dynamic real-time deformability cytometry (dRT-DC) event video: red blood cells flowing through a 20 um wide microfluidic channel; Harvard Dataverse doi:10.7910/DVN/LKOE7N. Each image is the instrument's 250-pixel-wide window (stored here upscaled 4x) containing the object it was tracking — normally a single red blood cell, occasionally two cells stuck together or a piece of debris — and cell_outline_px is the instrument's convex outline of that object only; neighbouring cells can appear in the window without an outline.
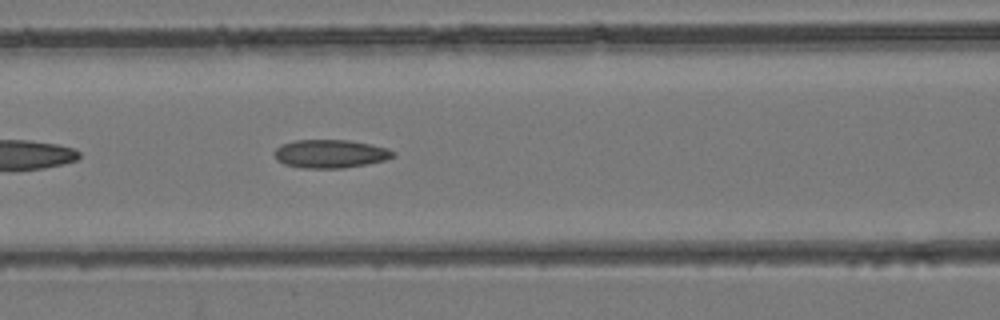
{"species": "common noctule bat (a hibernating species)", "species_latin": "Nyctalus noctula", "temperature_condition": "room temperature", "stored_images_in_passage": 31, "camera_frame_rate_fps": 3000, "um_per_image_px": 0.085, "animal": {"sex": "female", "body_mass_g": 24.6, "forearm_length_mm": 56.2}, "frame": {"image": 1, "passage_image": 9, "time_ms": 2.667, "image_size_px": [1000, 320], "cell_outline_px": [[396, 156], [384, 160], [368, 164], [344, 168], [300, 168], [284, 164], [276, 160], [272, 152], [276, 148], [284, 144], [296, 140], [348, 140], [388, 148], [396, 152]], "centroid_in_image_um": [28.07, 13.08], "position_along_channel_um": 138.5, "area_um2": 19.71}}
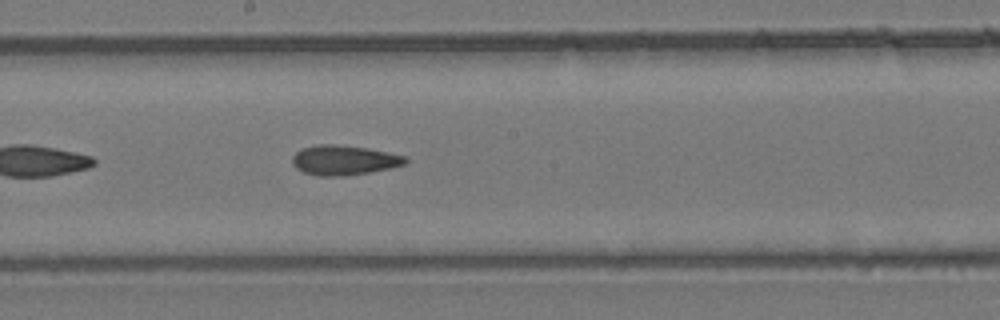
{"frame": {"image": 2, "passage_image": 14, "time_ms": 4.333, "image_size_px": [1000, 320], "cell_outline_px": [[408, 160], [404, 164], [392, 168], [344, 176], [316, 176], [304, 172], [296, 168], [292, 164], [292, 156], [300, 148], [320, 144], [328, 144], [368, 148], [388, 152], [404, 156]], "centroid_in_image_um": [29.2, 13.62], "position_along_channel_um": 219.0, "area_um2": 19.59}}
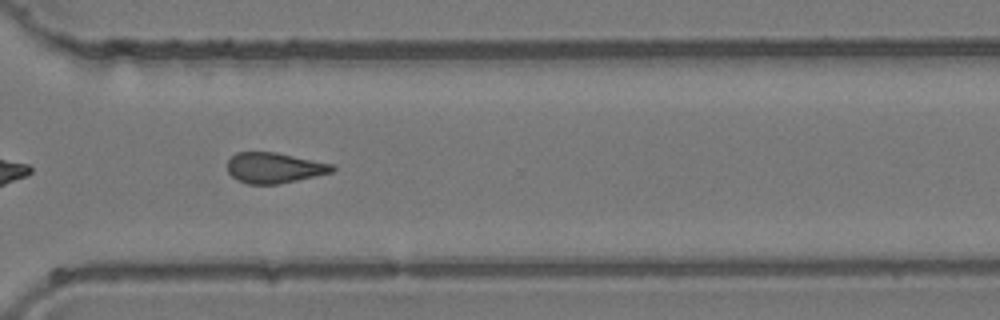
{"frame": {"image": 3, "passage_image": 22, "time_ms": 7.0, "image_size_px": [1000, 320], "cell_outline_px": [[336, 168], [332, 172], [280, 184], [248, 184], [236, 180], [228, 172], [228, 160], [236, 152], [276, 152], [332, 164]], "centroid_in_image_um": [23.29, 14.27], "position_along_channel_um": 347.3, "area_um2": 18.61}}